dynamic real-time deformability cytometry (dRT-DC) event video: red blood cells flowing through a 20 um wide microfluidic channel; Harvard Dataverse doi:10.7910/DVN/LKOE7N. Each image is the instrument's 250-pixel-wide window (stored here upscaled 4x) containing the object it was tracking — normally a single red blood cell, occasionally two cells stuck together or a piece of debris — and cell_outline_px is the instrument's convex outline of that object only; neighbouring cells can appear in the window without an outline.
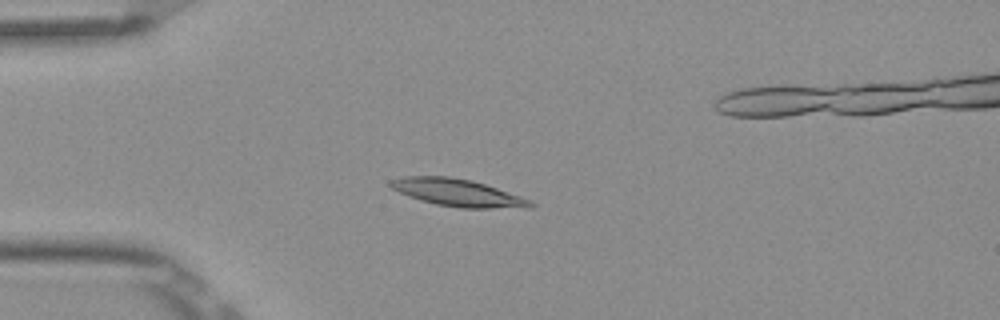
{"species": "Egyptian fruit bat (a non-hibernating species)", "species_latin": "Rousettus aegyptiacus", "temperature_condition": "room temperature", "stored_images_in_passage": 6, "camera_frame_rate_fps": 3000, "um_per_image_px": 0.085, "frame": {"image": 1, "passage_image": 4, "time_ms": 1.0, "image_size_px": [1000, 320], "cell_outline_px": [[536, 204], [532, 208], [460, 208], [436, 204], [400, 192], [392, 188], [388, 184], [388, 180], [404, 176], [448, 176], [472, 180], [532, 200]], "centroid_in_image_um": [38.95, 16.38], "position_along_channel_um": 46.1, "area_um2": 22.14}}
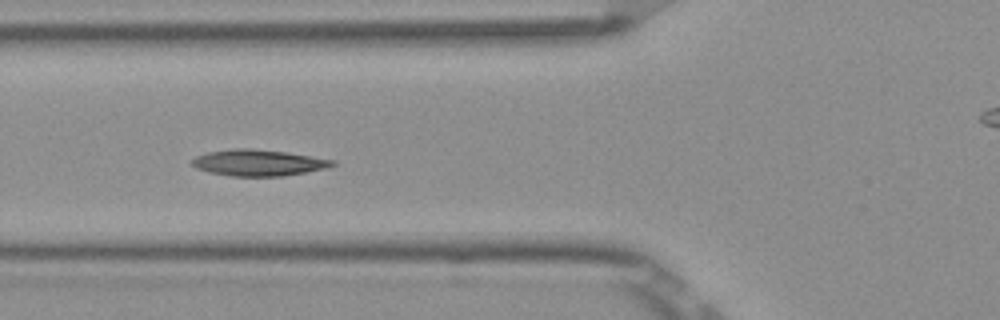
{"frame": {"image": 2, "passage_image": 6, "time_ms": 1.667, "image_size_px": [1000, 320], "cell_outline_px": [[336, 164], [324, 168], [284, 176], [232, 176], [208, 172], [196, 168], [192, 164], [192, 160], [196, 156], [208, 152], [236, 148], [248, 148], [288, 152], [336, 160]], "centroid_in_image_um": [21.96, 13.83], "position_along_channel_um": 103.8, "area_um2": 21.39}}